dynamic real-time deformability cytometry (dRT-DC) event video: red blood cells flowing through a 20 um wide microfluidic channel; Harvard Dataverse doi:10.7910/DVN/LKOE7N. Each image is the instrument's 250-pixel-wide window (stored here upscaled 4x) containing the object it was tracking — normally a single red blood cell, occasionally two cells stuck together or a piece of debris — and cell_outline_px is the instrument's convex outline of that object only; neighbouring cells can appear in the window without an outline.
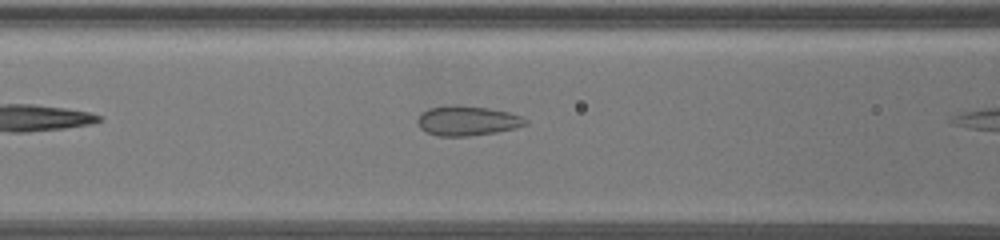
{"species": "common noctule bat (a hibernating species)", "species_latin": "Nyctalus noctula", "temperature_condition": "warm", "stored_images_in_passage": 4, "camera_frame_rate_fps": 3000, "um_per_image_px": 0.085, "animal": {"sex": "female", "body_mass_g": 19.5, "forearm_length_mm": 54.1}, "frame": {"image": 1, "passage_image": 3, "time_ms": 0.667, "image_size_px": [1000, 240], "cell_outline_px": [[528, 124], [516, 128], [496, 132], [468, 136], [436, 136], [420, 128], [416, 124], [416, 120], [420, 112], [428, 108], [448, 104], [460, 104], [488, 108], [508, 112], [520, 116], [528, 120]], "centroid_in_image_um": [39.67, 10.24], "position_along_channel_um": 126.9, "area_um2": 19.07}}